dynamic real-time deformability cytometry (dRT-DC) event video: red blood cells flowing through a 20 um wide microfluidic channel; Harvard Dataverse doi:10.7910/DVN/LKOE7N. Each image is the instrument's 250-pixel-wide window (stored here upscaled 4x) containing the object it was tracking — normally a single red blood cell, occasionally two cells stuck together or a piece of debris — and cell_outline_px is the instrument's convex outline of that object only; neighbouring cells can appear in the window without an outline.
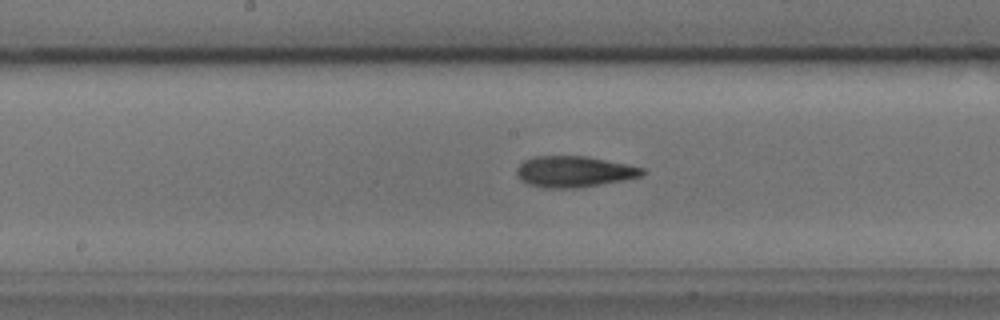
{"species": "common noctule bat (a hibernating species)", "species_latin": "Nyctalus noctula", "temperature_condition": "cold", "stored_images_in_passage": 39, "camera_frame_rate_fps": 3000, "um_per_image_px": 0.085, "animal": {"sex": "male", "body_mass_g": 17.9, "forearm_length_mm": 54.2}, "frame": {"image": 1, "passage_image": 14, "time_ms": 4.333, "image_size_px": [1000, 320], "cell_outline_px": [[648, 172], [640, 176], [624, 180], [576, 188], [544, 188], [528, 184], [520, 180], [516, 176], [516, 168], [524, 160], [532, 156], [588, 156], [644, 168]], "centroid_in_image_um": [48.76, 14.58], "position_along_channel_um": 199.4, "area_um2": 22.89}}
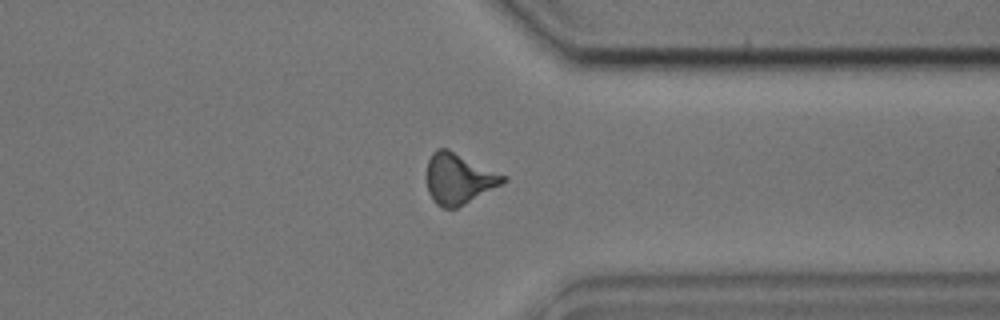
{"frame": {"image": 2, "passage_image": 28, "time_ms": 9.0, "image_size_px": [1000, 320], "cell_outline_px": [[508, 180], [504, 184], [456, 208], [444, 208], [436, 204], [432, 200], [428, 192], [424, 176], [428, 160], [432, 152], [436, 148], [448, 148], [508, 176]], "centroid_in_image_um": [38.98, 15.17], "position_along_channel_um": 372.4, "area_um2": 23.24}}
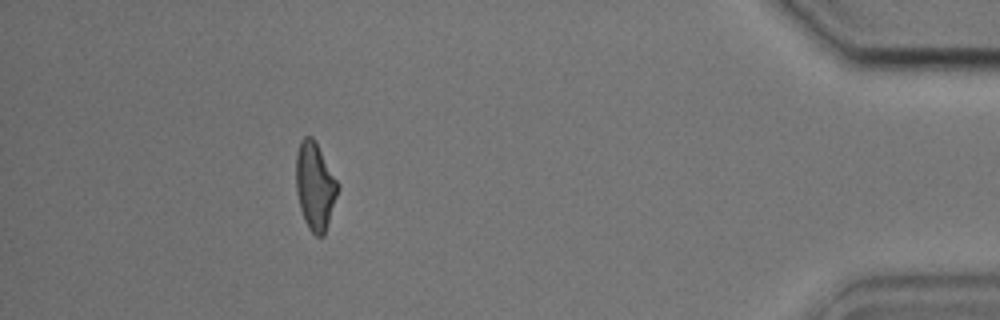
{"frame": {"image": 3, "passage_image": 35, "time_ms": 11.333, "image_size_px": [1000, 320], "cell_outline_px": [[340, 188], [324, 236], [316, 236], [308, 228], [304, 220], [300, 208], [296, 192], [296, 152], [300, 140], [304, 136], [312, 136], [316, 140], [340, 184]], "centroid_in_image_um": [26.79, 15.78], "position_along_channel_um": 408.4, "area_um2": 21.85}, "authors_computed_cell_mechanics": {"area_um2": 22.1374, "velocity_mm_per_s": 3.7896, "shape_relaxation_time_tau1_ms": 9.5597, "shape_relaxation_time_tau2_ms": 4.8208, "deformation_change_tau1": 0.2336, "deformation_change_tau2": 0.1635}}